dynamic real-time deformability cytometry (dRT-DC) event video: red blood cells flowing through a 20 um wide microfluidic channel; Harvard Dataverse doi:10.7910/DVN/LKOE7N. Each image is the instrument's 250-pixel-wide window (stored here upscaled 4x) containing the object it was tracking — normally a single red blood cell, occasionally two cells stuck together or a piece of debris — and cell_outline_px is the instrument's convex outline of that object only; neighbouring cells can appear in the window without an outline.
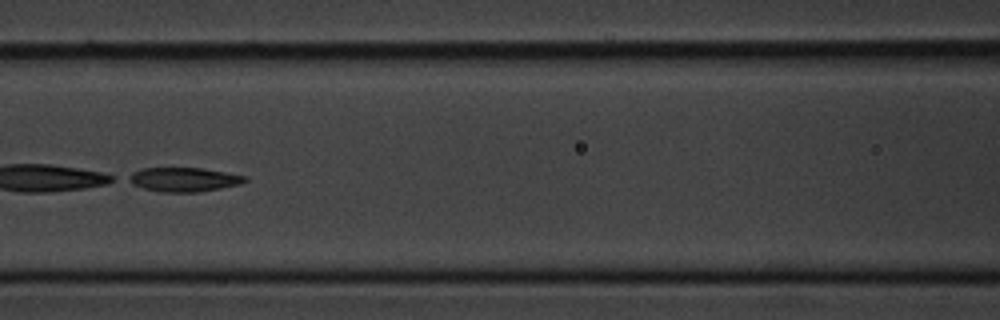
{"species": "common noctule bat (a hibernating species)", "species_latin": "Nyctalus noctula", "temperature_condition": "cold", "stored_images_in_passage": 10, "camera_frame_rate_fps": 3000, "um_per_image_px": 0.085, "animal": {"sex": "male", "body_mass_g": 20.1, "forearm_length_mm": 53.5}, "frame": {"image": 1, "passage_image": 6, "time_ms": 7.0, "image_size_px": [1000, 320], "cell_outline_px": [[248, 180], [240, 184], [200, 192], [160, 192], [144, 188], [132, 184], [124, 180], [124, 176], [132, 172], [144, 168], [204, 168], [248, 176]], "centroid_in_image_um": [15.58, 15.25], "position_along_channel_um": 151.0, "area_um2": 16.65}}
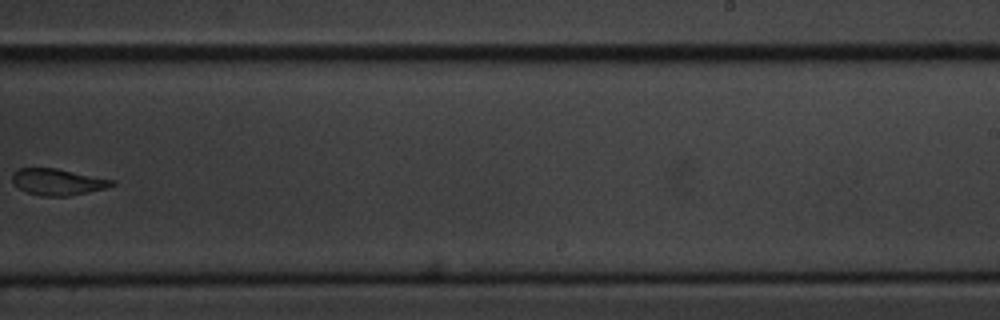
{"frame": {"image": 2, "passage_image": 9, "time_ms": 10.667, "image_size_px": [1000, 320], "cell_outline_px": [[116, 184], [104, 188], [68, 196], [40, 196], [28, 192], [20, 188], [12, 180], [12, 172], [20, 168], [56, 168], [116, 180]], "centroid_in_image_um": [4.92, 15.45], "position_along_channel_um": 284.1, "area_um2": 15.2}}
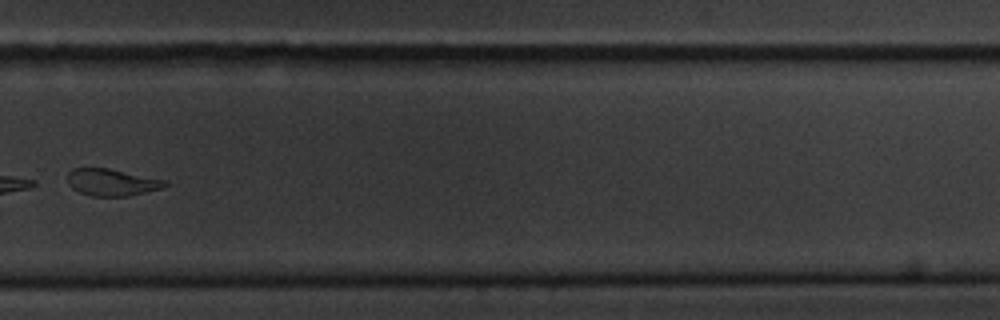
{"frame": {"image": 3, "passage_image": 10, "time_ms": 11.667, "image_size_px": [1000, 320], "cell_outline_px": [[168, 184], [160, 188], [128, 196], [92, 196], [80, 192], [72, 188], [68, 180], [68, 172], [72, 168], [108, 168], [168, 180]], "centroid_in_image_um": [9.51, 15.48], "position_along_channel_um": 320.3, "area_um2": 15.2}}